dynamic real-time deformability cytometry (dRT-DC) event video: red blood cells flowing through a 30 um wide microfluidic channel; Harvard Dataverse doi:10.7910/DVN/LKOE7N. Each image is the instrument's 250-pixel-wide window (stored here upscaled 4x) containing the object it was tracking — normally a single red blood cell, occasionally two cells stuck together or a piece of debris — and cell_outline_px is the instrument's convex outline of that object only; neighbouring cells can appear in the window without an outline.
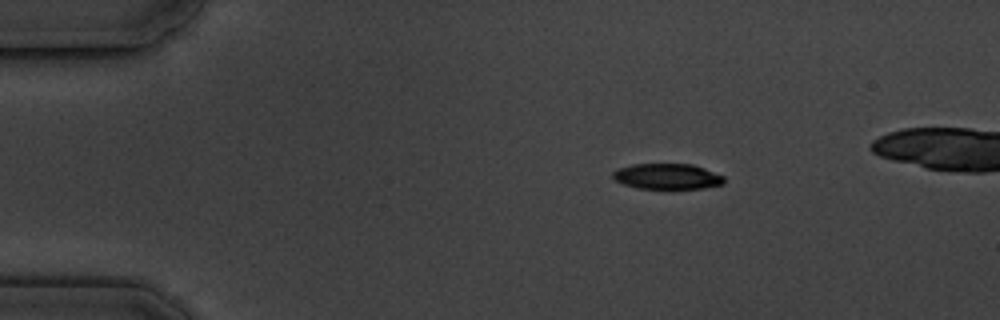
{"species": "common noctule bat (a hibernating species)", "species_latin": "Nyctalus noctula", "temperature_condition": "cold", "stored_images_in_passage": 4, "camera_frame_rate_fps": 3000, "um_per_image_px": 0.085, "animal": {"sex": "male", "body_mass_g": 19.5, "forearm_length_mm": 54.6}, "frame": {"image": 1, "passage_image": 1, "time_ms": 0.0, "image_size_px": [1000, 320], "cell_outline_px": [[724, 184], [704, 188], [636, 188], [624, 184], [616, 180], [612, 176], [612, 172], [620, 168], [632, 164], [692, 164], [704, 168], [724, 176]], "centroid_in_image_um": [56.73, 14.99], "position_along_channel_um": 28.3, "area_um2": 16.47}}